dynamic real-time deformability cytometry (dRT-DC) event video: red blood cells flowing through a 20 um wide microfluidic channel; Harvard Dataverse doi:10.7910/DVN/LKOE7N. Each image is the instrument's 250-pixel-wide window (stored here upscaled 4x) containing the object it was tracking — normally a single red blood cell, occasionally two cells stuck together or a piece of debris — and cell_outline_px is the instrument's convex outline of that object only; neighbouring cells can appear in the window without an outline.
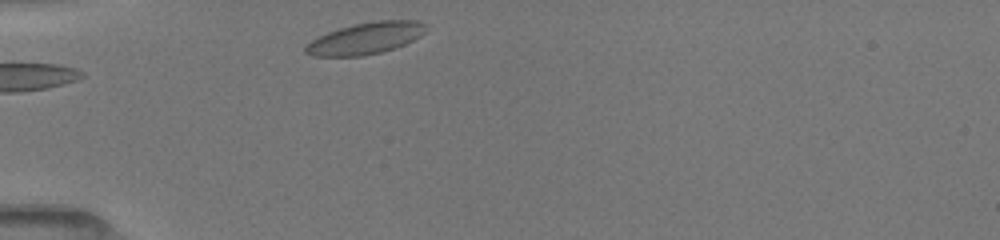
{"species": "common noctule bat (a hibernating species)", "species_latin": "Nyctalus noctula", "temperature_condition": "room temperature", "stored_images_in_passage": 25, "camera_frame_rate_fps": 3000, "um_per_image_px": 0.085, "animal": {"sex": "female", "body_mass_g": 19.5, "forearm_length_mm": 54.1}, "frame": {"image": 1, "passage_image": 1, "time_ms": 0.0, "image_size_px": [1000, 240], "cell_outline_px": [[424, 32], [420, 36], [404, 44], [380, 52], [364, 56], [312, 56], [304, 52], [304, 48], [312, 40], [328, 32], [340, 28], [356, 24], [380, 20], [416, 20], [424, 24]], "centroid_in_image_um": [31.05, 3.26], "position_along_channel_um": 54.0, "area_um2": 21.73}}
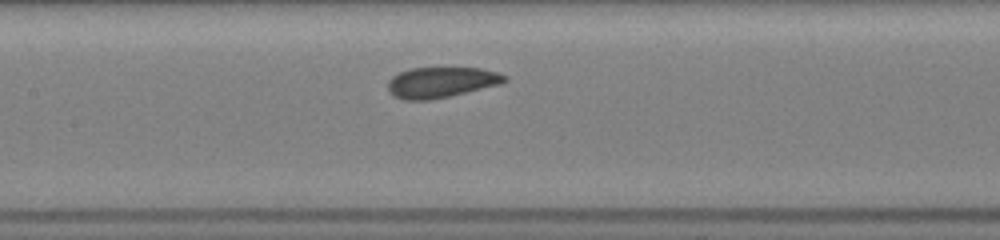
{"frame": {"image": 2, "passage_image": 8, "time_ms": 3.333, "image_size_px": [1000, 240], "cell_outline_px": [[508, 80], [500, 84], [452, 96], [432, 100], [404, 100], [392, 96], [388, 92], [388, 80], [392, 76], [408, 68], [480, 68], [496, 72], [508, 76]], "centroid_in_image_um": [37.47, 7.01], "position_along_channel_um": 169.9, "area_um2": 21.1}}
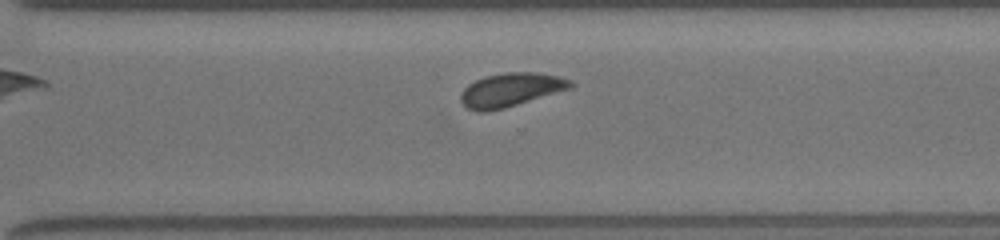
{"frame": {"image": 3, "passage_image": 18, "time_ms": 7.333, "image_size_px": [1000, 240], "cell_outline_px": [[572, 88], [504, 108], [488, 112], [476, 112], [468, 108], [460, 100], [460, 92], [468, 84], [484, 76], [508, 72], [536, 72], [556, 76], [572, 80]], "centroid_in_image_um": [43.38, 7.64], "position_along_channel_um": 327.2, "area_um2": 21.5}, "authors_computed_cell_mechanics": {"area_um2": 21.097, "velocity_mm_per_s": 3.9472, "shape_relaxation_time_tau1_ms": 3.5111, "shape_relaxation_time_tau2_ms": null, "deformation_change_tau1": 0.0743, "deformation_change_tau2": null}}